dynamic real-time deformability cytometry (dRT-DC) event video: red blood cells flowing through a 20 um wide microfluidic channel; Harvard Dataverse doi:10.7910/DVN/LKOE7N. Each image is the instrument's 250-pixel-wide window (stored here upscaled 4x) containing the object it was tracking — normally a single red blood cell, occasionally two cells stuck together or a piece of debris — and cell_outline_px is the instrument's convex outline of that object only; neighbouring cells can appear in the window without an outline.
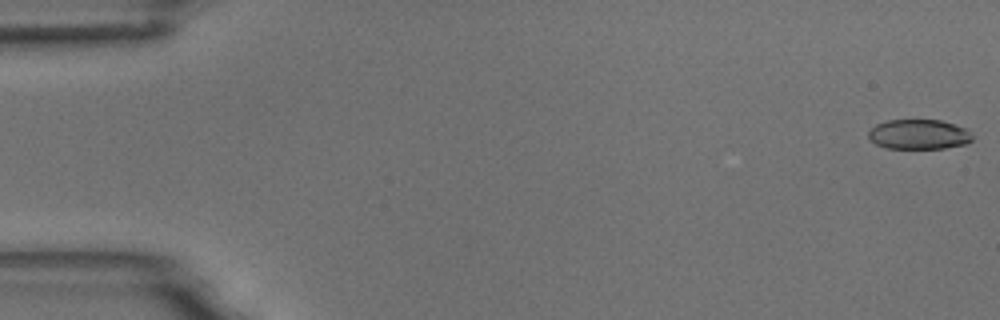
{"species": "common noctule bat (a hibernating species)", "species_latin": "Nyctalus noctula", "temperature_condition": "room temperature", "stored_images_in_passage": 54, "camera_frame_rate_fps": 3000, "um_per_image_px": 0.085, "animal": {"sex": "male", "body_mass_g": 18.8}, "frame": {"image": 1, "passage_image": 1, "time_ms": 0.0, "image_size_px": [1000, 320], "cell_outline_px": [[972, 140], [968, 144], [944, 148], [884, 148], [876, 144], [868, 136], [868, 132], [876, 124], [888, 120], [940, 120], [968, 128], [972, 136]], "centroid_in_image_um": [78.13, 11.42], "position_along_channel_um": 6.9, "area_um2": 18.15}}
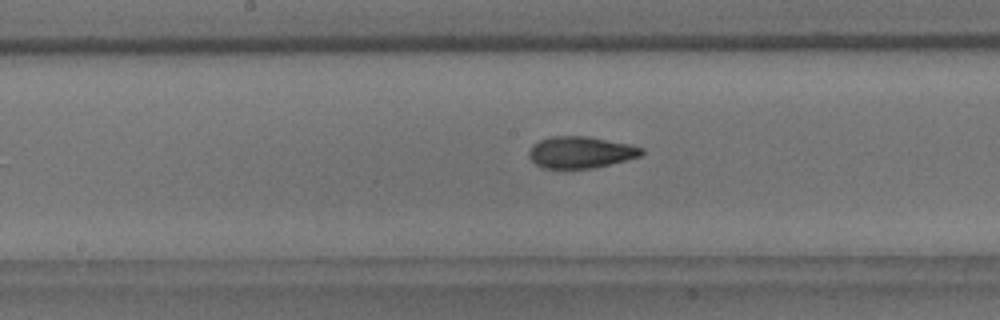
{"frame": {"image": 2, "passage_image": 28, "time_ms": 9.0, "image_size_px": [1000, 320], "cell_outline_px": [[644, 152], [640, 156], [628, 160], [592, 168], [544, 168], [536, 164], [528, 156], [528, 152], [532, 144], [540, 140], [552, 136], [588, 136], [632, 144], [644, 148]], "centroid_in_image_um": [49.38, 12.93], "position_along_channel_um": 198.8, "area_um2": 20.92}}
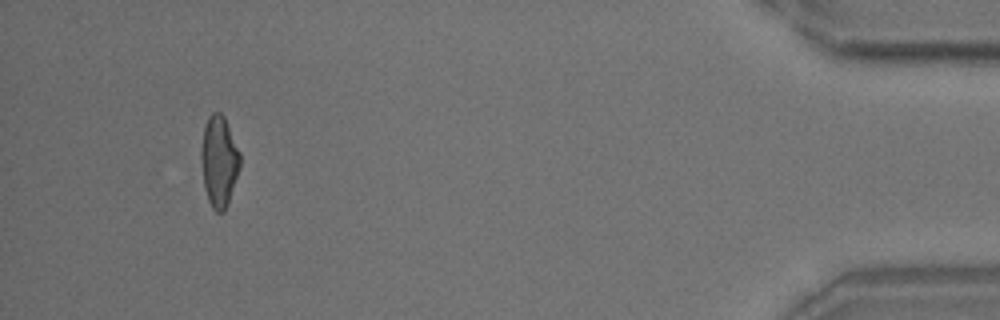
{"frame": {"image": 3, "passage_image": 51, "time_ms": 16.667, "image_size_px": [1000, 320], "cell_outline_px": [[240, 168], [228, 204], [224, 212], [216, 212], [212, 208], [208, 200], [204, 188], [200, 160], [200, 152], [204, 124], [208, 116], [212, 112], [220, 112], [224, 116], [240, 152]], "centroid_in_image_um": [18.6, 13.71], "position_along_channel_um": 416.6, "area_um2": 20.98}, "authors_computed_cell_mechanics": {"area_um2": 20.6057, "velocity_mm_per_s": 3.7437, "shape_relaxation_time_tau1_ms": 5.2778, "shape_relaxation_time_tau2_ms": 2.2942, "deformation_change_tau1": 0.1694, "deformation_change_tau2": 0.0917}}